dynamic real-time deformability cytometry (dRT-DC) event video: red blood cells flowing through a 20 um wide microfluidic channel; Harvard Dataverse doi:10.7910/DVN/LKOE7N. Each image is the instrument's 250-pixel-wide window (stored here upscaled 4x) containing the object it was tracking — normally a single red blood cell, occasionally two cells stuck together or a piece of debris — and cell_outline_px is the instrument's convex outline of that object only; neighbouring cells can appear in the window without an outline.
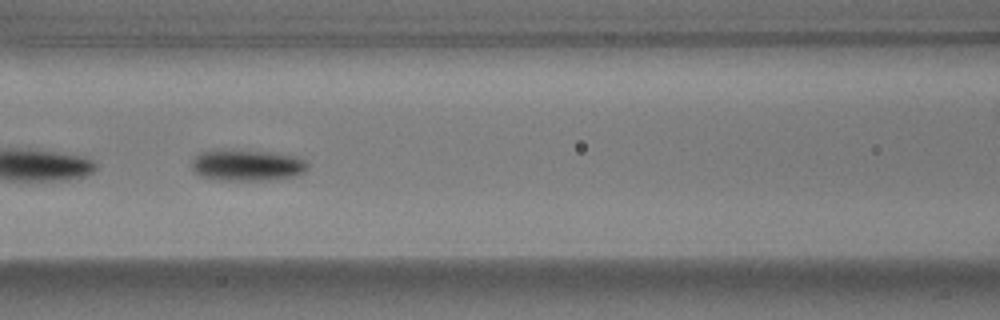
{"species": "common noctule bat (a hibernating species)", "species_latin": "Nyctalus noctula", "temperature_condition": "warm", "stored_images_in_passage": 40, "camera_frame_rate_fps": 3000, "um_per_image_px": 0.085, "animal": {"sex": "male", "body_mass_g": 17.9}, "frame": {"image": 1, "passage_image": 23, "time_ms": 7.333, "image_size_px": [1000, 320], "cell_outline_px": [[308, 168], [304, 172], [296, 176], [268, 180], [212, 180], [200, 176], [192, 168], [192, 160], [200, 152], [224, 148], [268, 152], [296, 156], [304, 160], [308, 164]], "centroid_in_image_um": [20.97, 14.03], "position_along_channel_um": 145.6, "area_um2": 21.5}}